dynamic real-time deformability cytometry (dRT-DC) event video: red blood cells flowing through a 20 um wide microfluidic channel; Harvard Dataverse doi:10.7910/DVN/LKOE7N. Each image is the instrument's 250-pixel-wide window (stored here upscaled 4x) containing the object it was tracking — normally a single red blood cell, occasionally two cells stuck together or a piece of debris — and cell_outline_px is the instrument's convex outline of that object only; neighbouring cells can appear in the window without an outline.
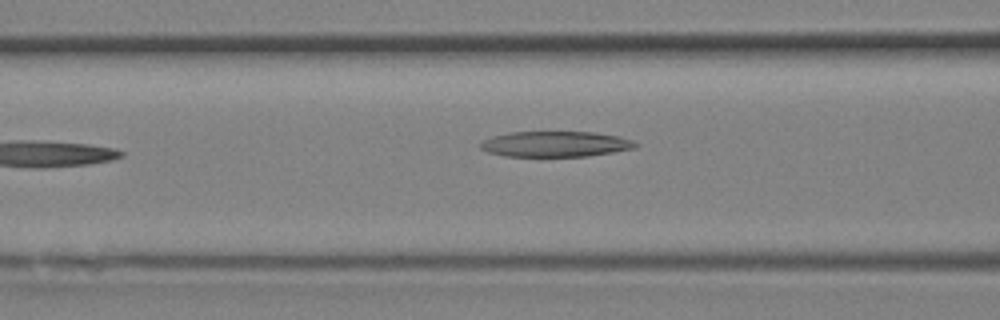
{"species": "Egyptian fruit bat (a non-hibernating species)", "species_latin": "Rousettus aegyptiacus", "temperature_condition": "room temperature", "stored_images_in_passage": 5, "camera_frame_rate_fps": 3000, "um_per_image_px": 0.085, "animal": {"sex": "female"}, "frame": {"image": 1, "passage_image": 5, "time_ms": 1.333, "image_size_px": [1000, 320], "cell_outline_px": [[640, 144], [636, 148], [588, 156], [504, 156], [488, 152], [480, 148], [480, 144], [484, 140], [492, 136], [508, 132], [596, 132], [620, 136], [632, 140]], "centroid_in_image_um": [47.24, 12.24], "position_along_channel_um": 119.4, "area_um2": 23.18}}